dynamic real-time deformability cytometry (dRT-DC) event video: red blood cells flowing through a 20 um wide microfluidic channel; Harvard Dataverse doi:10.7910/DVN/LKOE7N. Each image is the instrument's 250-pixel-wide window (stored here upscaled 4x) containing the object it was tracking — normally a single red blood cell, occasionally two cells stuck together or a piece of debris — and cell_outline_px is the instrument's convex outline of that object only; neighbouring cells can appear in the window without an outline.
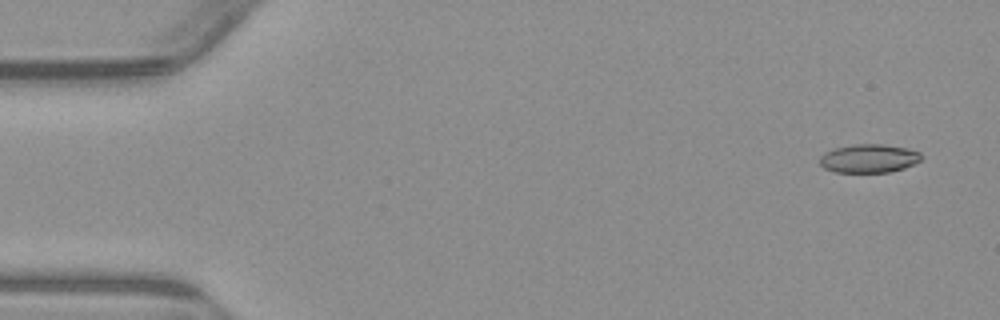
{"species": "common noctule bat (a hibernating species)", "species_latin": "Nyctalus noctula", "temperature_condition": "warm", "stored_images_in_passage": 15, "camera_frame_rate_fps": 3000, "um_per_image_px": 0.085, "animal": {"sex": "male", "body_mass_g": 23.1, "forearm_length_mm": 52.7}, "frame": {"image": 1, "passage_image": 3, "time_ms": 0.667, "image_size_px": [1000, 320], "cell_outline_px": [[920, 160], [904, 168], [888, 172], [836, 172], [824, 168], [820, 164], [820, 156], [824, 152], [832, 148], [852, 144], [884, 144], [908, 148], [920, 152]], "centroid_in_image_um": [73.81, 13.45], "position_along_channel_um": 11.2, "area_um2": 16.94}}